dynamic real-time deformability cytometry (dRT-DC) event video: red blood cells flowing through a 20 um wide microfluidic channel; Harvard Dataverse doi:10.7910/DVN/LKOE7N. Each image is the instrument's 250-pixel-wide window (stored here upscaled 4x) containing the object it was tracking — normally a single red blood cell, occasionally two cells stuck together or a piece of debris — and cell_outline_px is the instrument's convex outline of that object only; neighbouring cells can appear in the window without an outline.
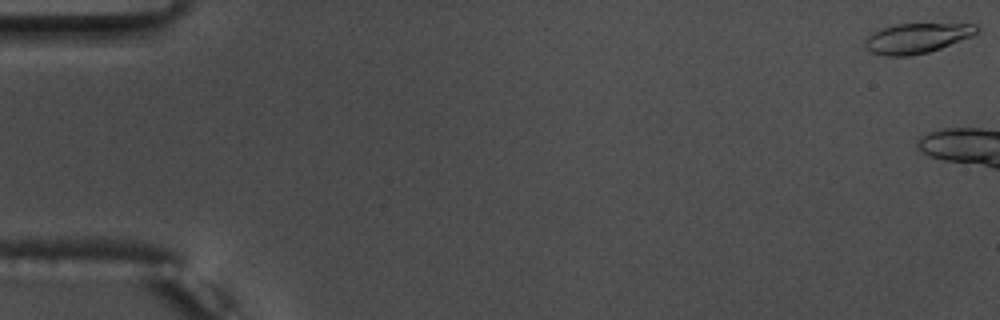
{"species": "common noctule bat (a hibernating species)", "species_latin": "Nyctalus noctula", "temperature_condition": "warm", "stored_images_in_passage": 10, "camera_frame_rate_fps": 3000, "um_per_image_px": 0.085, "animal": {"sex": "male", "body_mass_g": 17.5, "forearm_length_mm": 52.3}, "frame": {"image": 1, "passage_image": 1, "time_ms": 0.0, "image_size_px": [1000, 320], "cell_outline_px": [[980, 32], [972, 36], [940, 48], [928, 52], [908, 56], [884, 56], [872, 52], [864, 44], [864, 40], [872, 32], [880, 28], [896, 24], [976, 24], [980, 28]], "centroid_in_image_um": [77.93, 3.24], "position_along_channel_um": 7.1, "area_um2": 19.54}}